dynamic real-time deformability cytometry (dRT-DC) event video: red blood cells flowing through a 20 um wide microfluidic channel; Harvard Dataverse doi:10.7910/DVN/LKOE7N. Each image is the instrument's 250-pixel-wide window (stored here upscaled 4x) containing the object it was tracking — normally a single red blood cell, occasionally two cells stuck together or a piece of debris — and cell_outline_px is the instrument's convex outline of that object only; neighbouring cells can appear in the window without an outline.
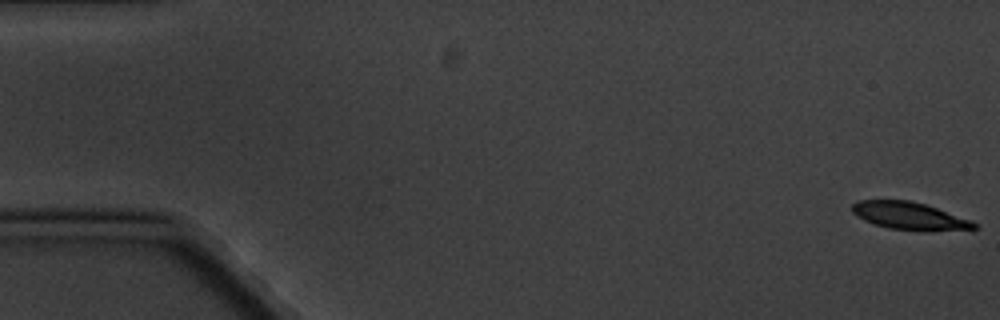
{"species": "common noctule bat (a hibernating species)", "species_latin": "Nyctalus noctula", "temperature_condition": "cold", "stored_images_in_passage": 2, "camera_frame_rate_fps": 3000, "um_per_image_px": 0.085, "animal": {"sex": "male", "body_mass_g": 20.1, "forearm_length_mm": 53.5}, "frame": {"image": 1, "passage_image": 2, "time_ms": 1.333, "image_size_px": [1000, 320], "cell_outline_px": [[980, 228], [888, 228], [864, 220], [852, 212], [852, 204], [856, 200], [908, 200], [924, 204], [972, 220]], "centroid_in_image_um": [77.19, 18.28], "position_along_channel_um": 7.8, "area_um2": 18.32}}